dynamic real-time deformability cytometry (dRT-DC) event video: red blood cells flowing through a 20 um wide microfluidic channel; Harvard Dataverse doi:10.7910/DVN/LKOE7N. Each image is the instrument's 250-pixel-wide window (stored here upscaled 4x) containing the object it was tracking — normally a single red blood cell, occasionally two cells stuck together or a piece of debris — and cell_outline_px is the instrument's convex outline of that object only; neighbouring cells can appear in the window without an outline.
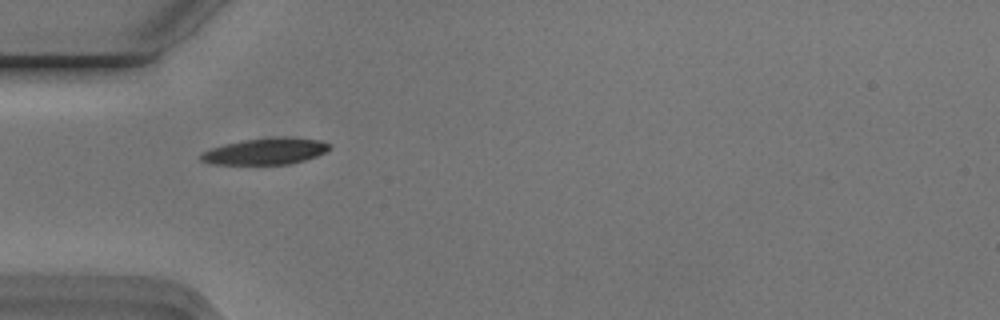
{"species": "Egyptian fruit bat (a non-hibernating species)", "species_latin": "Rousettus aegyptiacus", "temperature_condition": "cold", "stored_images_in_passage": 39, "camera_frame_rate_fps": 3000, "um_per_image_px": 0.085, "animal": {"sex": "male"}, "frame": {"image": 1, "passage_image": 1, "time_ms": 0.0, "image_size_px": [1000, 320], "cell_outline_px": [[328, 148], [324, 152], [316, 156], [304, 160], [288, 164], [212, 164], [200, 160], [200, 152], [224, 144], [244, 140], [276, 136], [284, 136], [320, 140], [328, 144]], "centroid_in_image_um": [22.52, 12.85], "position_along_channel_um": 62.5, "area_um2": 19.71}}
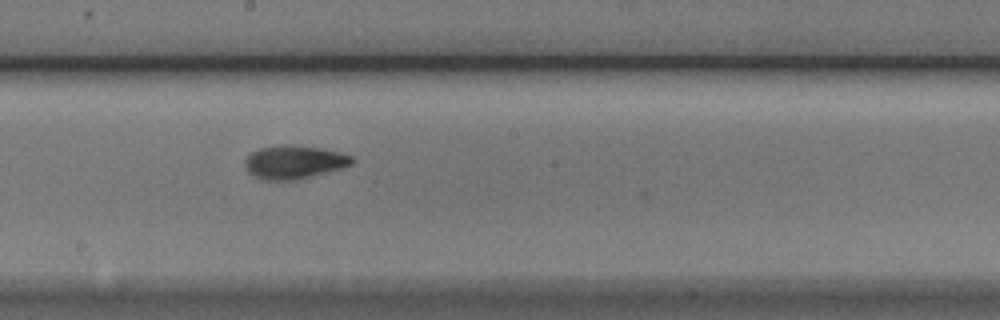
{"frame": {"image": 2, "passage_image": 14, "time_ms": 4.333, "image_size_px": [1000, 320], "cell_outline_px": [[352, 164], [340, 168], [296, 180], [264, 180], [248, 172], [244, 164], [244, 160], [252, 152], [260, 148], [288, 144], [320, 148], [340, 152], [352, 156]], "centroid_in_image_um": [24.97, 13.77], "position_along_channel_um": 223.2, "area_um2": 20.52}}
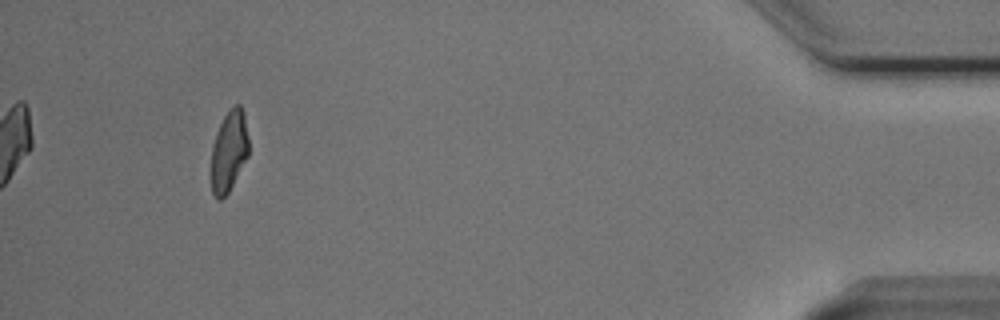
{"frame": {"image": 3, "passage_image": 35, "time_ms": 11.333, "image_size_px": [1000, 320], "cell_outline_px": [[248, 156], [228, 192], [220, 200], [216, 200], [212, 192], [212, 144], [216, 132], [224, 116], [236, 104], [240, 104], [244, 112], [248, 136]], "centroid_in_image_um": [19.46, 12.84], "position_along_channel_um": 415.7, "area_um2": 17.51}, "authors_computed_cell_mechanics": {"area_um2": 19.074, "velocity_mm_per_s": 3.7502, "shape_relaxation_time_tau1_ms": 4.753, "shape_relaxation_time_tau2_ms": 2.5302, "deformation_change_tau1": 0.161, "deformation_change_tau2": 0.0837}}